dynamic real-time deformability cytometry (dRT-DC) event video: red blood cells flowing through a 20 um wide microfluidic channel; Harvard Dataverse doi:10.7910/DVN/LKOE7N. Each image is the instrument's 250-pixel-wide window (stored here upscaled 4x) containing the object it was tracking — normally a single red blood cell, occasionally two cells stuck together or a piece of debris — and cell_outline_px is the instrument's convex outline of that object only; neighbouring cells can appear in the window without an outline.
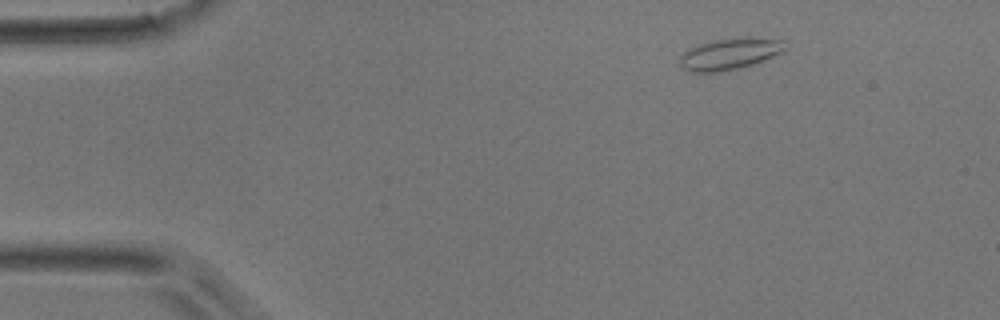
{"species": "common noctule bat (a hibernating species)", "species_latin": "Nyctalus noctula", "temperature_condition": "room temperature", "stored_images_in_passage": 45, "camera_frame_rate_fps": 3000, "um_per_image_px": 0.085, "animal": {"sex": "male", "body_mass_g": 17.9}, "frame": {"image": 1, "passage_image": 1, "time_ms": 0.0, "image_size_px": [1000, 320], "cell_outline_px": [[788, 48], [784, 52], [764, 60], [752, 64], [720, 72], [688, 72], [680, 64], [680, 56], [688, 48], [700, 44], [716, 40], [784, 40]], "centroid_in_image_um": [61.99, 4.63], "position_along_channel_um": 23.0, "area_um2": 18.44}}
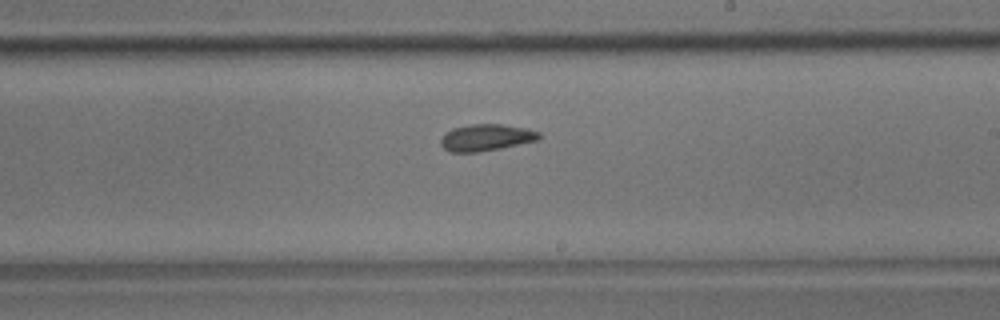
{"frame": {"image": 2, "passage_image": 24, "time_ms": 7.667, "image_size_px": [1000, 320], "cell_outline_px": [[540, 140], [500, 148], [476, 152], [448, 152], [440, 144], [440, 140], [452, 128], [472, 124], [500, 124], [528, 128], [540, 132]], "centroid_in_image_um": [41.35, 11.69], "position_along_channel_um": 247.6, "area_um2": 15.26}}
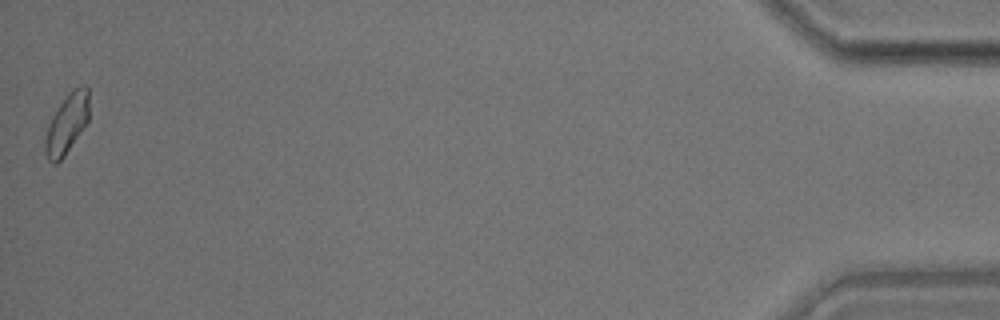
{"frame": {"image": 3, "passage_image": 45, "time_ms": 14.667, "image_size_px": [1000, 320], "cell_outline_px": [[88, 120], [64, 156], [56, 164], [52, 164], [48, 160], [44, 152], [44, 140], [48, 124], [52, 116], [68, 92], [72, 88], [84, 84], [88, 88]], "centroid_in_image_um": [5.65, 10.51], "position_along_channel_um": 429.5, "area_um2": 15.26}}